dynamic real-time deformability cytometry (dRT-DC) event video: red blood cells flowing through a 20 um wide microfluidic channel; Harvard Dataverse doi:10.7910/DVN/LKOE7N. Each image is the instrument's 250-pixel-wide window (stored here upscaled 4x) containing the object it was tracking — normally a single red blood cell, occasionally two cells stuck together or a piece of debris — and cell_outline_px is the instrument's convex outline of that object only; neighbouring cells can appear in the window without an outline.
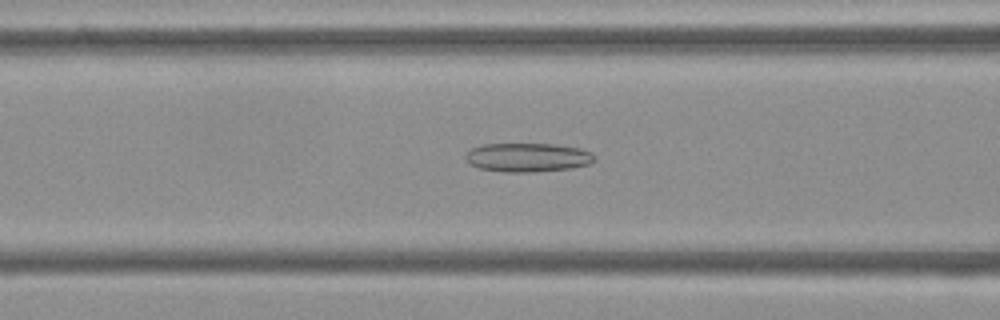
{"species": "Egyptian fruit bat (a non-hibernating species)", "species_latin": "Rousettus aegyptiacus", "temperature_condition": "cold", "stored_images_in_passage": 44, "camera_frame_rate_fps": 3000, "um_per_image_px": 0.085, "frame": {"image": 1, "passage_image": 11, "time_ms": 3.333, "image_size_px": [1000, 320], "cell_outline_px": [[596, 160], [588, 164], [572, 168], [532, 172], [504, 172], [480, 168], [468, 164], [464, 156], [472, 148], [480, 144], [552, 144], [580, 148], [592, 152], [596, 156]], "centroid_in_image_um": [44.85, 13.38], "position_along_channel_um": 121.7, "area_um2": 21.85}}
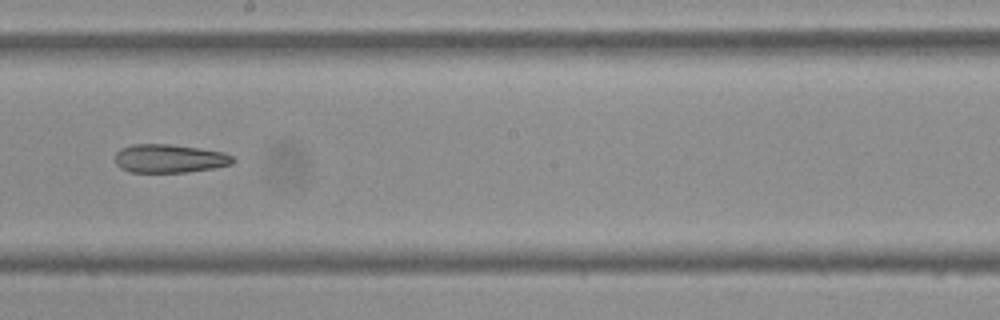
{"frame": {"image": 2, "passage_image": 20, "time_ms": 6.333, "image_size_px": [1000, 320], "cell_outline_px": [[236, 160], [232, 164], [212, 168], [184, 172], [132, 172], [120, 168], [116, 164], [116, 152], [120, 148], [132, 144], [168, 144], [200, 148], [224, 152], [232, 156]], "centroid_in_image_um": [14.4, 13.46], "position_along_channel_um": 233.8, "area_um2": 19.54}}
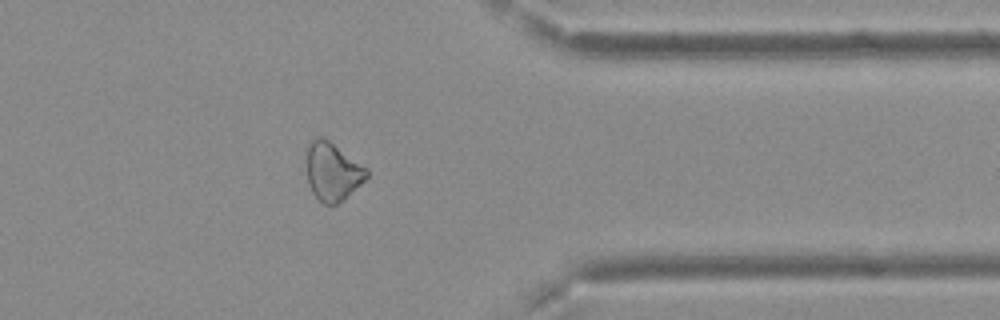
{"frame": {"image": 3, "passage_image": 33, "time_ms": 10.667, "image_size_px": [1000, 320], "cell_outline_px": [[368, 176], [344, 200], [336, 204], [324, 204], [312, 192], [308, 184], [308, 144], [312, 140], [320, 136], [328, 140], [368, 168]], "centroid_in_image_um": [28.29, 14.6], "position_along_channel_um": 383.1, "area_um2": 20.0}}